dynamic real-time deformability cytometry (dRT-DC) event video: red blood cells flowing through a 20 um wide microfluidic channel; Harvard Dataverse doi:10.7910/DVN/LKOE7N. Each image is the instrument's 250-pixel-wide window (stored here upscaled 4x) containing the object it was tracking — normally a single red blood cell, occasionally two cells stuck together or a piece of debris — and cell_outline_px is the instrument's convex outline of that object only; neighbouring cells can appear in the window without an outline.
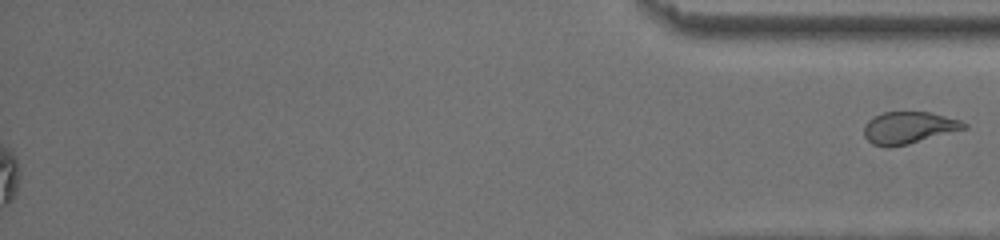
{"species": "common noctule bat (a hibernating species)", "species_latin": "Nyctalus noctula", "temperature_condition": "room temperature", "stored_images_in_passage": 36, "segment_of_instrument_passage": [2, 2], "camera_frame_rate_fps": 3000, "um_per_image_px": 0.085, "animal": {"sex": "male", "body_mass_g": 13.0, "forearm_length_mm": 53.1}, "frame": {"image": 1, "passage_image": 36, "time_ms": 11.667, "image_size_px": [1000, 240], "cell_outline_px": [[968, 128], [908, 144], [884, 148], [872, 144], [864, 136], [864, 124], [872, 116], [884, 112], [932, 112], [960, 120], [968, 124]], "centroid_in_image_um": [77.23, 10.85], "position_along_channel_um": 358.0, "area_um2": 18.84}}